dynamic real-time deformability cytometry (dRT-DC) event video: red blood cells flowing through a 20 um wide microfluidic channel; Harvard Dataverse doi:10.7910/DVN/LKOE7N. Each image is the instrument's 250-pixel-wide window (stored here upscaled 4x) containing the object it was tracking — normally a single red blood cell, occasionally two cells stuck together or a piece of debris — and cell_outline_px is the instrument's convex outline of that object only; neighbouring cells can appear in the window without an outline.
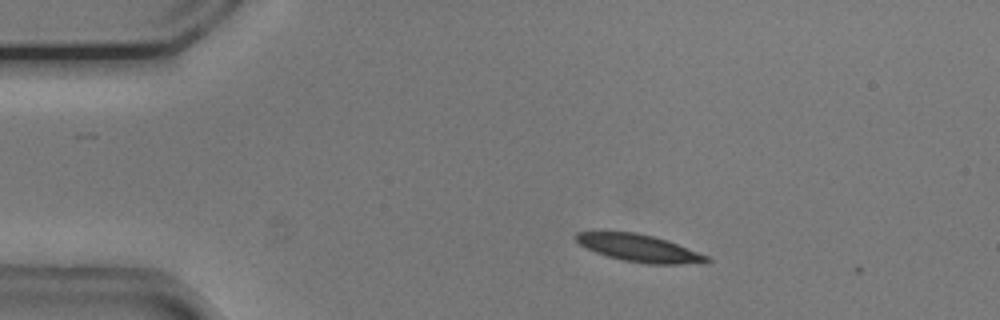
{"species": "common noctule bat (a hibernating species)", "species_latin": "Nyctalus noctula", "temperature_condition": "cold", "stored_images_in_passage": 3, "camera_frame_rate_fps": 3000, "um_per_image_px": 0.085, "animal": {"sex": "male", "body_mass_g": 20.5, "forearm_length_mm": 52.5}, "frame": {"image": 1, "passage_image": 2, "time_ms": 0.333, "image_size_px": [1000, 320], "cell_outline_px": [[712, 260], [676, 264], [648, 264], [624, 260], [608, 256], [596, 252], [580, 244], [576, 240], [576, 232], [636, 232], [668, 240], [708, 256]], "centroid_in_image_um": [54.31, 21.08], "position_along_channel_um": 30.7, "area_um2": 20.23}}